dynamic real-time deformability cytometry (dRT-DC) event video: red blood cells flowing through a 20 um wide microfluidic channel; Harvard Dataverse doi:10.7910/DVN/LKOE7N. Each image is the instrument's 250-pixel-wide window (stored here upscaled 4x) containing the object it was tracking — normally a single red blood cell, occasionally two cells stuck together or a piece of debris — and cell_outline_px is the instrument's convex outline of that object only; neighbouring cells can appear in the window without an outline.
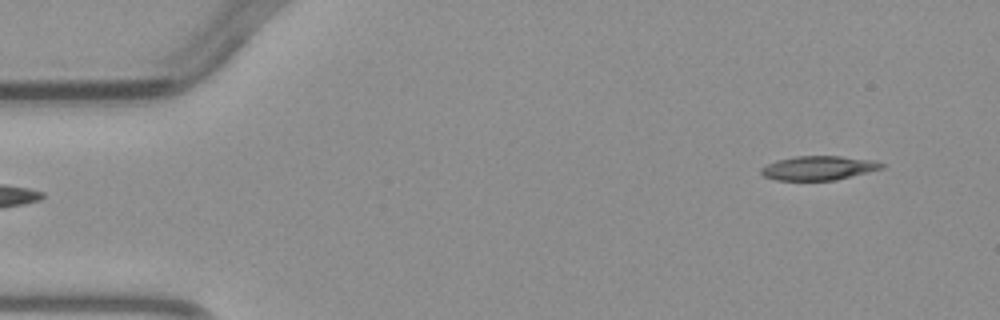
{"species": "common noctule bat (a hibernating species)", "species_latin": "Nyctalus noctula", "temperature_condition": "warm", "stored_images_in_passage": 4, "segment_of_instrument_passage": [2, 2], "camera_frame_rate_fps": 3000, "um_per_image_px": 0.085, "animal": {"sex": "male", "body_mass_g": 23.1, "forearm_length_mm": 52.7}, "frame": {"image": 1, "passage_image": 4, "time_ms": 4.333, "image_size_px": [1000, 320], "cell_outline_px": [[884, 168], [836, 180], [776, 180], [764, 176], [760, 172], [760, 168], [776, 160], [796, 156], [840, 156], [872, 160], [884, 164]], "centroid_in_image_um": [69.56, 14.28], "position_along_channel_um": 15.4, "area_um2": 16.88}}